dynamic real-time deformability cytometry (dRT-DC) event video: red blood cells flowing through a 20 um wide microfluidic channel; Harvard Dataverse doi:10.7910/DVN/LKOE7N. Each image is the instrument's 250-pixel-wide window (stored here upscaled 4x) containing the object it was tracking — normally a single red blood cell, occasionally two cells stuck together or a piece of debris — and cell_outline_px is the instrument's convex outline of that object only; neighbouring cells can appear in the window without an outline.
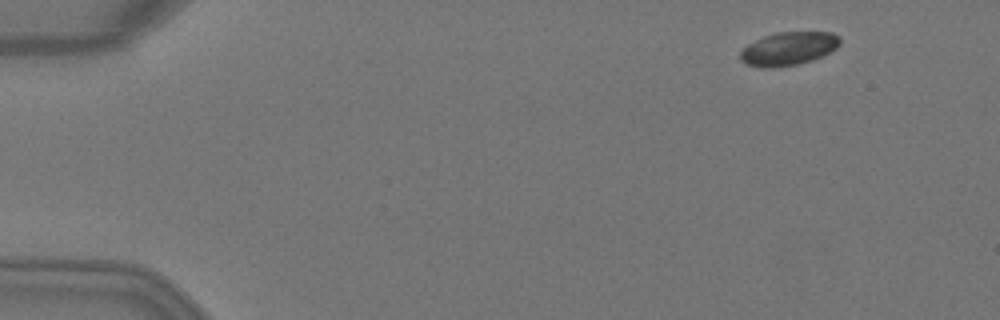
{"species": "Egyptian fruit bat (a non-hibernating species)", "species_latin": "Rousettus aegyptiacus", "temperature_condition": "warm", "stored_images_in_passage": 2, "camera_frame_rate_fps": 3000, "um_per_image_px": 0.085, "animal": {"sex": "female"}, "frame": {"image": 1, "passage_image": 1, "time_ms": 0.0, "image_size_px": [1000, 320], "cell_outline_px": [[840, 44], [836, 48], [812, 60], [796, 64], [776, 68], [760, 68], [748, 64], [740, 60], [740, 52], [748, 44], [764, 36], [776, 32], [832, 32], [840, 36]], "centroid_in_image_um": [67.01, 4.13], "position_along_channel_um": 18.0, "area_um2": 19.31}}